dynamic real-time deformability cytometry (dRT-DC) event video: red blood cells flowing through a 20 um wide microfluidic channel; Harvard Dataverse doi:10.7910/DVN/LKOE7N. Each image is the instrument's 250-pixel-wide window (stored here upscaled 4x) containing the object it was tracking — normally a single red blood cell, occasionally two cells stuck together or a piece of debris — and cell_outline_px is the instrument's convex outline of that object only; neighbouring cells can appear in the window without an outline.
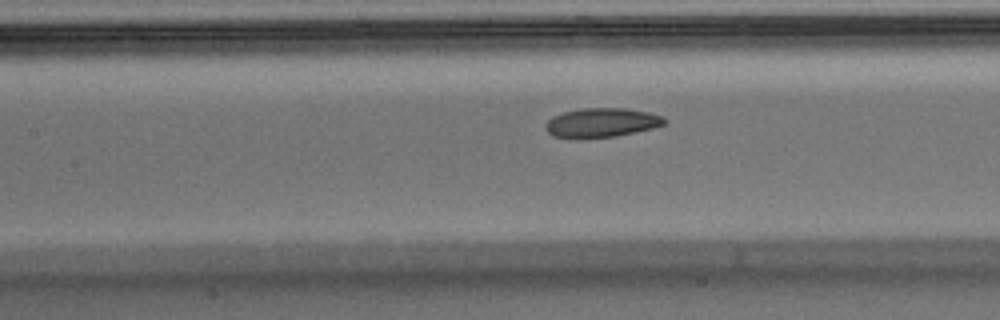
{"species": "Egyptian fruit bat (a non-hibernating species)", "species_latin": "Rousettus aegyptiacus", "temperature_condition": "warm", "stored_images_in_passage": 34, "camera_frame_rate_fps": 3000, "um_per_image_px": 0.085, "animal": {"sex": "male"}, "frame": {"image": 1, "passage_image": 15, "time_ms": 4.667, "image_size_px": [1000, 320], "cell_outline_px": [[668, 120], [664, 124], [652, 128], [616, 136], [552, 136], [544, 128], [544, 124], [552, 116], [564, 112], [584, 108], [624, 108], [648, 112], [660, 116]], "centroid_in_image_um": [51.14, 10.39], "position_along_channel_um": 156.3, "area_um2": 19.59}}
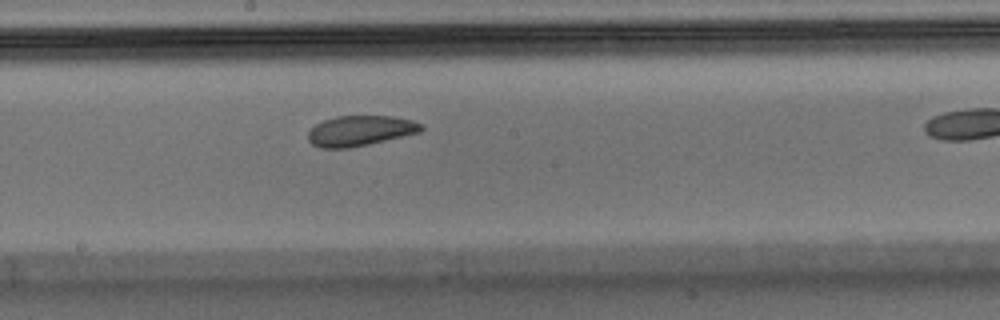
{"frame": {"image": 2, "passage_image": 20, "time_ms": 6.333, "image_size_px": [1000, 320], "cell_outline_px": [[424, 128], [420, 132], [368, 144], [348, 148], [320, 148], [312, 144], [308, 140], [308, 132], [316, 124], [324, 120], [336, 116], [392, 116], [412, 120], [420, 124]], "centroid_in_image_um": [30.59, 11.11], "position_along_channel_um": 217.6, "area_um2": 19.83}}